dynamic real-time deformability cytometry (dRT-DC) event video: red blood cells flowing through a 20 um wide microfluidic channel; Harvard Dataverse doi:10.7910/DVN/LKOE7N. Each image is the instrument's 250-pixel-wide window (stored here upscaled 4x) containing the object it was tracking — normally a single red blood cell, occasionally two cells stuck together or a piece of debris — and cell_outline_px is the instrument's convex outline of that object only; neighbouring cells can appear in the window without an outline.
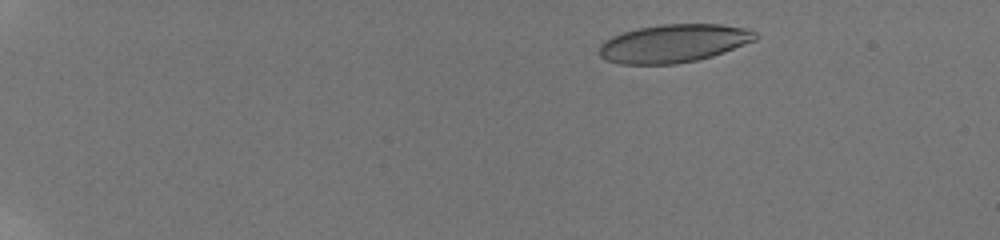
{"species": "human", "species_latin": "Homo sapiens", "temperature_condition": "room temperature", "stored_images_in_passage": 12, "camera_frame_rate_fps": 3000, "um_per_image_px": 0.085, "donor": {"sex": "male"}, "frame": {"image": 1, "passage_image": 3, "time_ms": 1.667, "image_size_px": [1000, 240], "cell_outline_px": [[760, 36], [756, 40], [724, 52], [712, 56], [696, 60], [676, 64], [620, 64], [608, 60], [600, 56], [600, 44], [604, 40], [612, 36], [636, 28], [660, 24], [720, 24], [748, 28], [756, 32]], "centroid_in_image_um": [57.29, 3.67], "position_along_channel_um": 27.7, "area_um2": 34.85}}
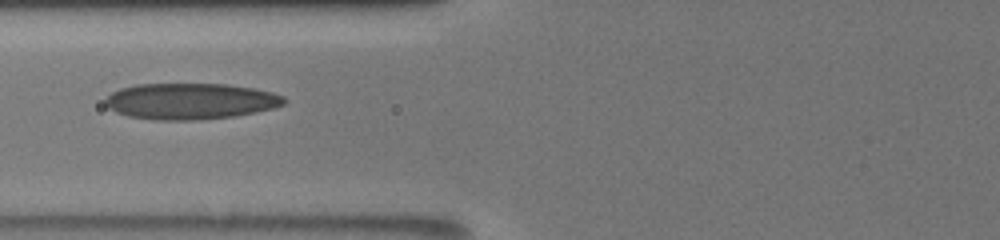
{"frame": {"image": 2, "passage_image": 10, "time_ms": 7.333, "image_size_px": [1000, 240], "cell_outline_px": [[288, 100], [284, 104], [272, 108], [236, 116], [200, 120], [156, 120], [128, 116], [116, 112], [108, 108], [104, 104], [104, 100], [112, 92], [120, 88], [136, 84], [228, 84], [252, 88], [272, 92], [284, 96]], "centroid_in_image_um": [16.17, 8.6], "position_along_channel_um": 109.6, "area_um2": 37.86}}
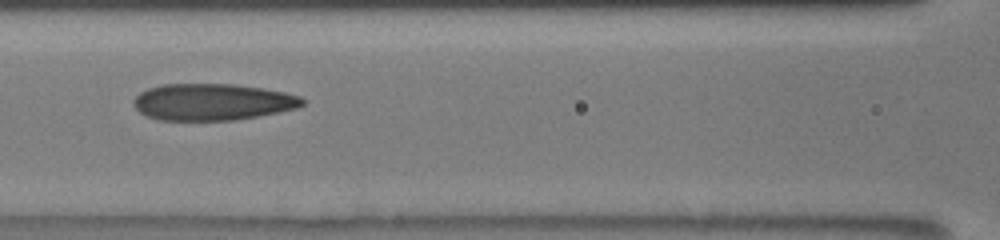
{"frame": {"image": 3, "passage_image": 11, "time_ms": 8.333, "image_size_px": [1000, 240], "cell_outline_px": [[304, 104], [296, 108], [256, 116], [232, 120], [156, 120], [140, 112], [132, 104], [132, 100], [140, 92], [148, 88], [160, 84], [232, 84], [264, 88], [284, 92], [300, 96], [304, 100]], "centroid_in_image_um": [18.01, 8.66], "position_along_channel_um": 148.6, "area_um2": 36.01}}